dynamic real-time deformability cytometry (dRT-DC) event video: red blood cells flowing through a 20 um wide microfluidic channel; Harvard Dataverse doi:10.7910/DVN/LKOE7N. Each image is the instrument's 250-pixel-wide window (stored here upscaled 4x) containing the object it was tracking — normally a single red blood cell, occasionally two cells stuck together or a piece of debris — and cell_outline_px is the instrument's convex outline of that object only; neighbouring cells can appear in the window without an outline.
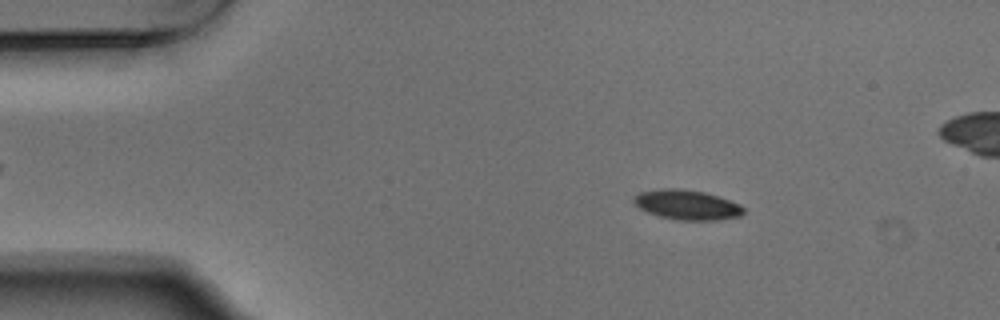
{"species": "Egyptian fruit bat (a non-hibernating species)", "species_latin": "Rousettus aegyptiacus", "temperature_condition": "warm", "stored_images_in_passage": 54, "camera_frame_rate_fps": 3000, "um_per_image_px": 0.085, "animal": {"sex": "male"}, "frame": {"image": 1, "passage_image": 8, "time_ms": 2.333, "image_size_px": [1000, 320], "cell_outline_px": [[744, 212], [740, 216], [716, 220], [680, 220], [660, 216], [648, 212], [640, 208], [632, 200], [640, 192], [664, 188], [680, 188], [704, 192], [740, 204], [744, 208]], "centroid_in_image_um": [58.4, 17.41], "position_along_channel_um": 26.6, "area_um2": 18.79}}
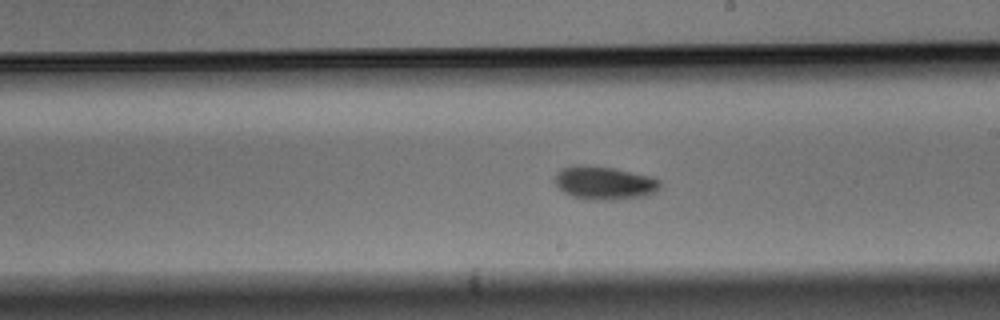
{"frame": {"image": 2, "passage_image": 30, "time_ms": 9.667, "image_size_px": [1000, 320], "cell_outline_px": [[660, 188], [656, 192], [648, 196], [612, 200], [592, 200], [572, 196], [564, 192], [556, 184], [556, 172], [560, 168], [576, 164], [596, 164], [616, 168], [648, 176], [660, 180]], "centroid_in_image_um": [51.37, 15.53], "position_along_channel_um": 237.6, "area_um2": 20.81}}
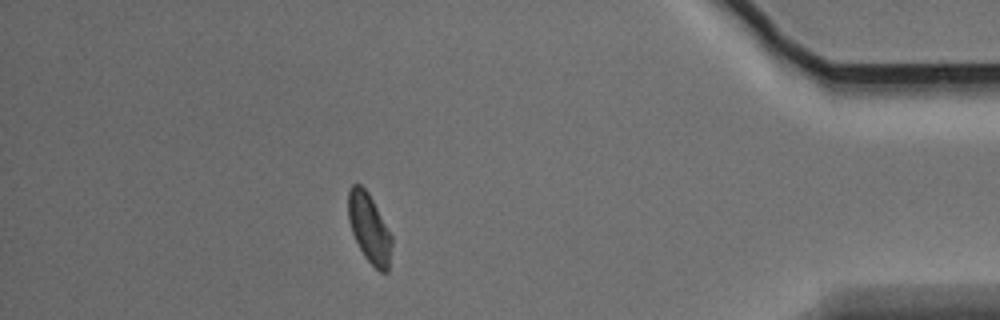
{"frame": {"image": 3, "passage_image": 47, "time_ms": 15.333, "image_size_px": [1000, 320], "cell_outline_px": [[392, 244], [388, 272], [380, 272], [364, 256], [352, 232], [348, 220], [348, 192], [352, 184], [360, 184], [368, 192], [392, 236]], "centroid_in_image_um": [31.38, 19.39], "position_along_channel_um": 403.8, "area_um2": 17.34}, "authors_computed_cell_mechanics": {"area_um2": 18.6694, "velocity_mm_per_s": 3.7125, "shape_relaxation_time_tau1_ms": 4.3943, "shape_relaxation_time_tau2_ms": null, "deformation_change_tau1": 0.1035, "deformation_change_tau2": null}}